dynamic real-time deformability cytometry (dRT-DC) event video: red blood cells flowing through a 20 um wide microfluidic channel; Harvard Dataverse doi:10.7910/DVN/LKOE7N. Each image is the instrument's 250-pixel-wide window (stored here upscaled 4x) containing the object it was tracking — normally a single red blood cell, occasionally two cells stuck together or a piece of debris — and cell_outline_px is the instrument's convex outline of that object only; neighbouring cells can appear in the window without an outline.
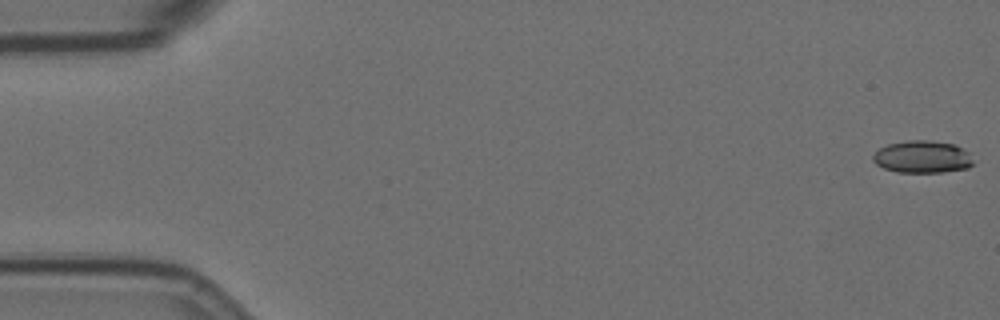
{"species": "Egyptian fruit bat (a non-hibernating species)", "species_latin": "Rousettus aegyptiacus", "temperature_condition": "room temperature", "stored_images_in_passage": 57, "camera_frame_rate_fps": 3000, "um_per_image_px": 0.085, "animal": {"sex": "female"}, "frame": {"image": 1, "passage_image": 1, "time_ms": 0.0, "image_size_px": [1000, 320], "cell_outline_px": [[972, 164], [968, 168], [944, 172], [896, 172], [884, 168], [876, 164], [872, 160], [872, 156], [880, 148], [888, 144], [908, 140], [928, 140], [952, 144], [972, 152]], "centroid_in_image_um": [78.42, 13.33], "position_along_channel_um": 6.6, "area_um2": 18.96}}
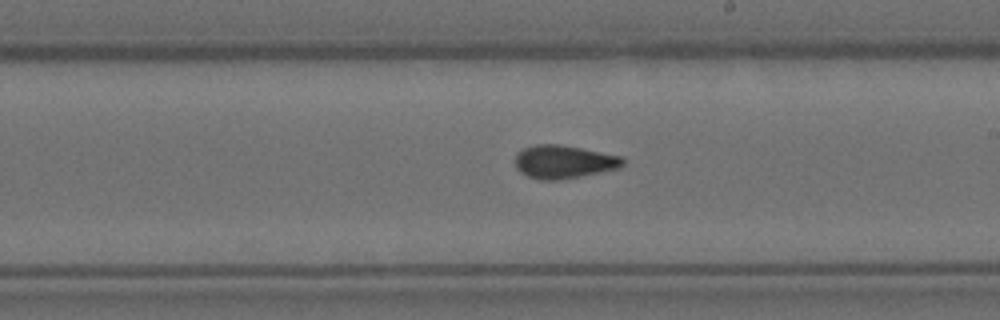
{"frame": {"image": 2, "passage_image": 33, "time_ms": 10.667, "image_size_px": [1000, 320], "cell_outline_px": [[624, 164], [620, 168], [560, 180], [540, 180], [528, 176], [520, 172], [516, 168], [516, 152], [524, 148], [536, 144], [560, 144], [620, 156], [624, 160]], "centroid_in_image_um": [47.89, 13.75], "position_along_channel_um": 241.1, "area_um2": 20.75}}
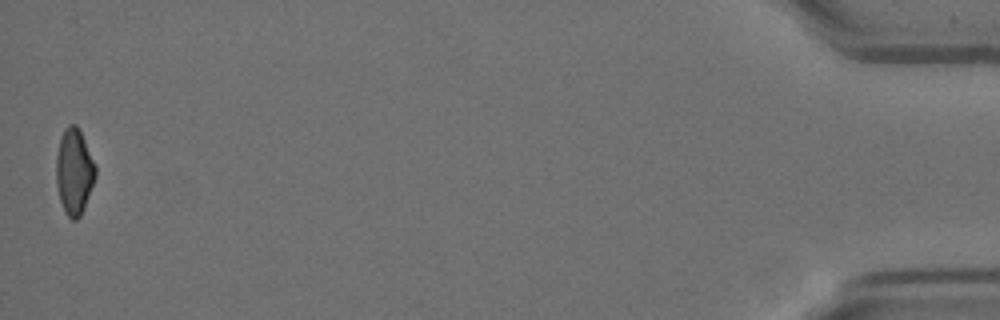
{"frame": {"image": 3, "passage_image": 57, "time_ms": 18.667, "image_size_px": [1000, 320], "cell_outline_px": [[96, 176], [84, 208], [80, 216], [76, 220], [72, 220], [64, 212], [60, 200], [56, 184], [56, 156], [60, 136], [64, 128], [68, 124], [76, 124], [84, 140], [96, 168]], "centroid_in_image_um": [6.28, 14.59], "position_along_channel_um": 428.9, "area_um2": 19.59}, "authors_computed_cell_mechanics": {"area_um2": 20.1722, "velocity_mm_per_s": 3.5582, "shape_relaxation_time_tau1_ms": null, "shape_relaxation_time_tau2_ms": 2.3309, "deformation_change_tau1": null, "deformation_change_tau2": 0.087}}